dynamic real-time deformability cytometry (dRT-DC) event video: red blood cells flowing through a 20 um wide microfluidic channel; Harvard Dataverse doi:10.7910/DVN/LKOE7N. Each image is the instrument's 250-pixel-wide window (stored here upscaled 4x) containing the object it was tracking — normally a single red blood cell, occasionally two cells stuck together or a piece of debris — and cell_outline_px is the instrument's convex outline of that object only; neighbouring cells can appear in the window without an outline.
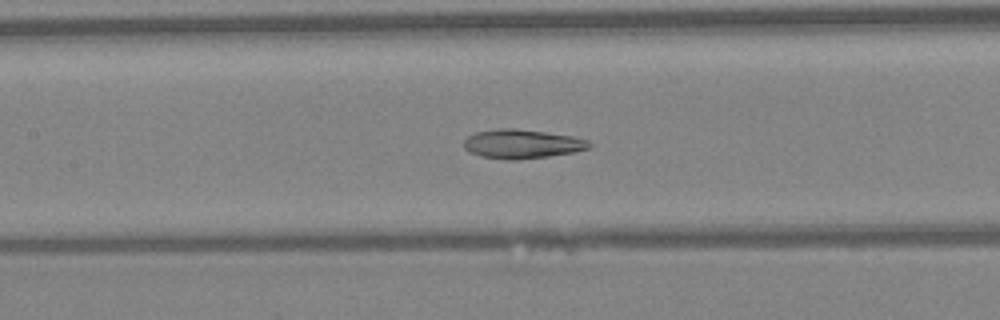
{"species": "Egyptian fruit bat (a non-hibernating species)", "species_latin": "Rousettus aegyptiacus", "temperature_condition": "warm", "stored_images_in_passage": 40, "camera_frame_rate_fps": 3000, "um_per_image_px": 0.085, "animal": {"sex": "female"}, "frame": {"image": 1, "passage_image": 15, "time_ms": 4.667, "image_size_px": [1000, 320], "cell_outline_px": [[592, 148], [572, 152], [548, 156], [516, 160], [504, 160], [480, 156], [468, 152], [464, 148], [464, 140], [468, 136], [476, 132], [496, 128], [516, 128], [572, 136], [588, 140], [592, 144]], "centroid_in_image_um": [44.35, 12.24], "position_along_channel_um": 163.1, "area_um2": 21.39}}
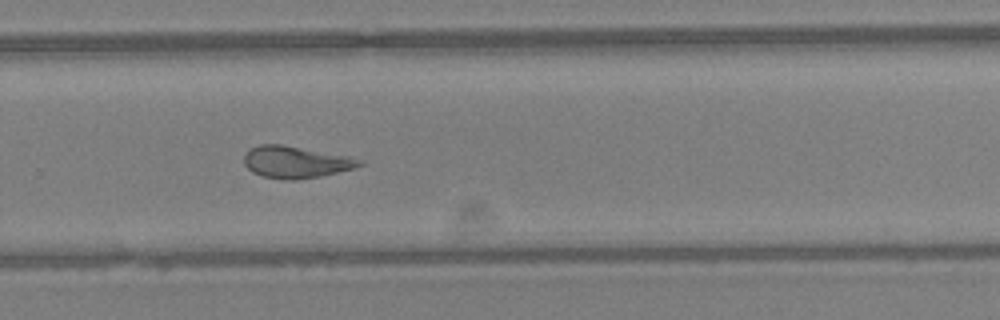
{"frame": {"image": 2, "passage_image": 25, "time_ms": 8.0, "image_size_px": [1000, 320], "cell_outline_px": [[364, 164], [356, 168], [320, 176], [296, 180], [284, 180], [260, 176], [252, 172], [244, 164], [244, 152], [260, 144], [280, 144], [348, 156], [364, 160]], "centroid_in_image_um": [25.13, 13.79], "position_along_channel_um": 304.7, "area_um2": 21.56}}
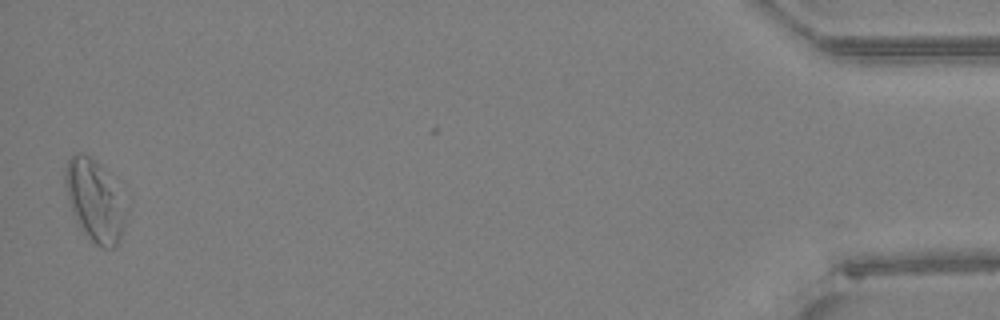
{"frame": {"image": 3, "passage_image": 40, "time_ms": 13.0, "image_size_px": [1000, 320], "cell_outline_px": [[128, 212], [120, 240], [112, 248], [104, 248], [96, 244], [84, 232], [76, 220], [72, 212], [64, 184], [64, 172], [68, 160], [76, 152], [80, 152], [88, 156], [100, 164]], "centroid_in_image_um": [8.02, 17.07], "position_along_channel_um": 427.2, "area_um2": 28.09}, "authors_computed_cell_mechanics": {"area_um2": 22.7154, "velocity_mm_per_s": 4.2646, "shape_relaxation_time_tau1_ms": null, "shape_relaxation_time_tau2_ms": 2.2458, "deformation_change_tau1": null, "deformation_change_tau2": 0.1163}}